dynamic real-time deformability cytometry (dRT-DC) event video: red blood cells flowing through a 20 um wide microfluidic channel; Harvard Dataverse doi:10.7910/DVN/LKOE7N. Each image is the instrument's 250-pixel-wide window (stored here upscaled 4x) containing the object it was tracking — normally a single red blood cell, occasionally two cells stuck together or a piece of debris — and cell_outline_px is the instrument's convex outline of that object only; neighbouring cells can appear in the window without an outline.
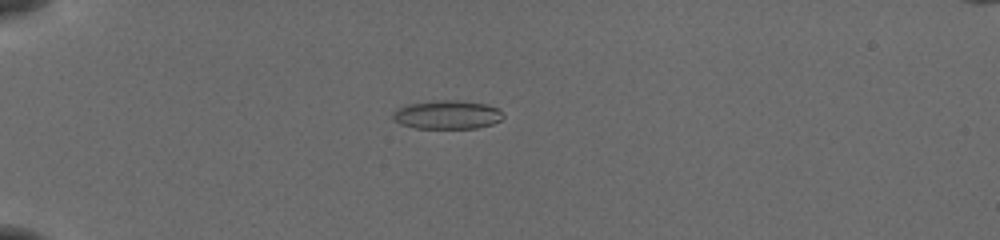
{"species": "common noctule bat (a hibernating species)", "species_latin": "Nyctalus noctula", "temperature_condition": "cold", "stored_images_in_passage": 44, "camera_frame_rate_fps": 3000, "um_per_image_px": 0.085, "animal": {"sex": "female", "body_mass_g": 19.5, "forearm_length_mm": 54.1}, "frame": {"image": 1, "passage_image": 6, "time_ms": 1.667, "image_size_px": [1000, 240], "cell_outline_px": [[504, 116], [500, 120], [492, 124], [476, 128], [416, 128], [400, 124], [392, 120], [392, 112], [408, 104], [444, 100], [456, 100], [488, 104], [500, 108]], "centroid_in_image_um": [38.03, 9.75], "position_along_channel_um": 47.0, "area_um2": 18.44}}
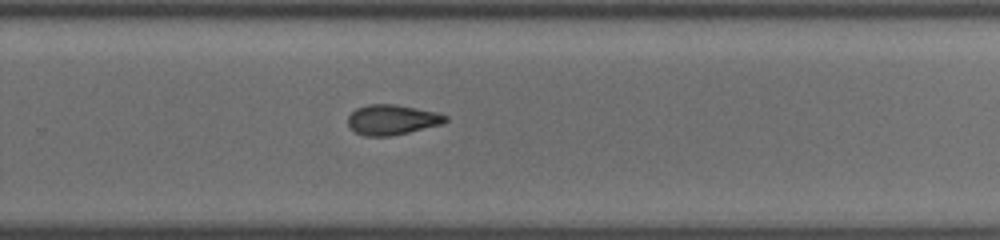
{"frame": {"image": 2, "passage_image": 28, "time_ms": 9.0, "image_size_px": [1000, 240], "cell_outline_px": [[448, 120], [440, 124], [392, 136], [364, 136], [356, 132], [348, 124], [348, 116], [356, 108], [368, 104], [396, 104], [436, 112], [448, 116]], "centroid_in_image_um": [33.31, 10.17], "position_along_channel_um": 296.5, "area_um2": 16.99}}
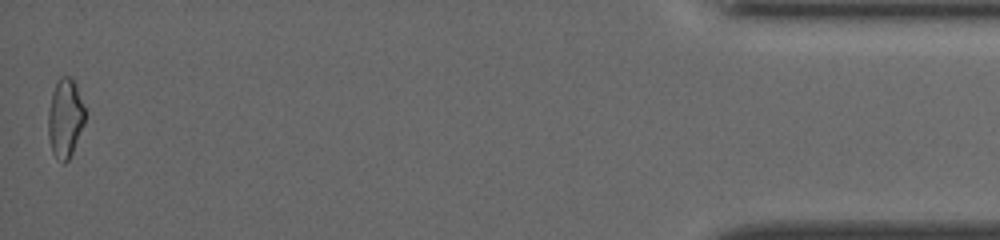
{"frame": {"image": 3, "passage_image": 44, "time_ms": 14.333, "image_size_px": [1000, 240], "cell_outline_px": [[84, 124], [72, 152], [68, 160], [64, 164], [56, 160], [52, 152], [48, 136], [48, 112], [52, 92], [56, 80], [60, 76], [68, 76], [76, 84], [84, 108]], "centroid_in_image_um": [5.51, 10.06], "position_along_channel_um": 429.7, "area_um2": 16.94}, "authors_computed_cell_mechanics": {"area_um2": 17.2244, "velocity_mm_per_s": 3.9152, "shape_relaxation_time_tau1_ms": 6.7777, "shape_relaxation_time_tau2_ms": 5.6926, "deformation_change_tau1": 0.1783, "deformation_change_tau2": 0.1373}}